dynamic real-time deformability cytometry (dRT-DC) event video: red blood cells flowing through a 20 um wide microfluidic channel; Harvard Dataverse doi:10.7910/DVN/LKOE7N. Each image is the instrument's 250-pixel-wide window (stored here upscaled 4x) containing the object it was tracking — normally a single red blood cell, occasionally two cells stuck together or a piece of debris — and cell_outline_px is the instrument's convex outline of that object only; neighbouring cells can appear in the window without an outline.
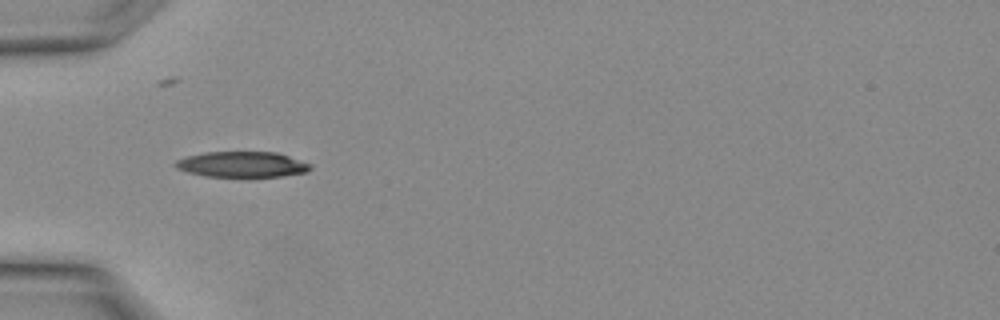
{"species": "Egyptian fruit bat (a non-hibernating species)", "species_latin": "Rousettus aegyptiacus", "temperature_condition": "warm", "stored_images_in_passage": 21, "camera_frame_rate_fps": 3000, "um_per_image_px": 0.085, "animal": {"sex": "female"}, "frame": {"image": 1, "passage_image": 1, "time_ms": 0.0, "image_size_px": [1000, 320], "cell_outline_px": [[312, 168], [308, 172], [252, 180], [204, 176], [188, 172], [176, 168], [172, 164], [176, 160], [188, 156], [204, 152], [276, 152], [312, 164]], "centroid_in_image_um": [20.58, 14.03], "position_along_channel_um": 64.4, "area_um2": 21.15}}
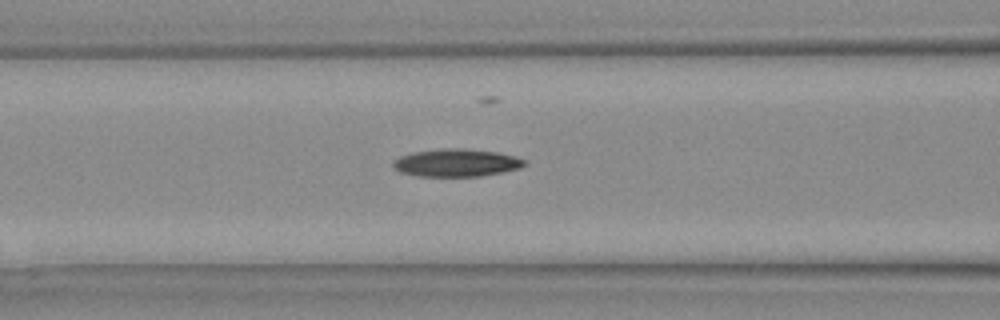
{"frame": {"image": 2, "passage_image": 4, "time_ms": 1.0, "image_size_px": [1000, 320], "cell_outline_px": [[528, 164], [520, 168], [480, 176], [420, 176], [400, 172], [392, 168], [392, 164], [400, 156], [412, 152], [440, 148], [464, 148], [496, 152], [512, 156], [524, 160]], "centroid_in_image_um": [38.76, 13.83], "position_along_channel_um": 127.8, "area_um2": 21.1}}